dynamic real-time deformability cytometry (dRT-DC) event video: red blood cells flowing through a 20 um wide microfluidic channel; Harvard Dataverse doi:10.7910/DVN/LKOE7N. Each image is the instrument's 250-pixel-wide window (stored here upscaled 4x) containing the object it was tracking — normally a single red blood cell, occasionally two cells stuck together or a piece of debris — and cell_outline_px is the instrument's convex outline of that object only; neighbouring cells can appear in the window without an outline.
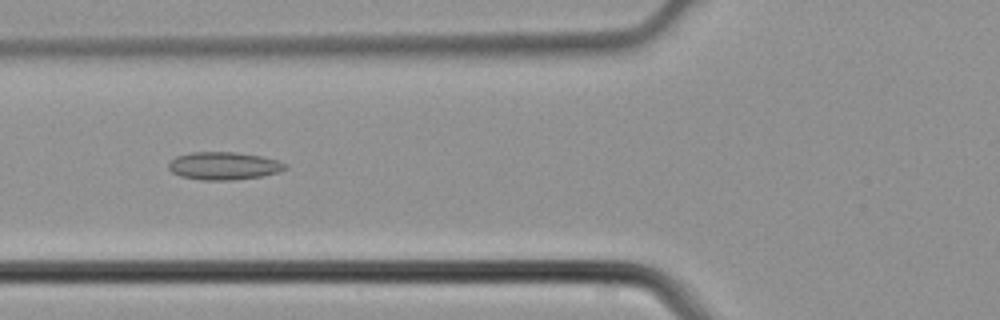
{"species": "common noctule bat (a hibernating species)", "species_latin": "Nyctalus noctula", "temperature_condition": "cold", "stored_images_in_passage": 5, "camera_frame_rate_fps": 3000, "um_per_image_px": 0.085, "animal": {"sex": "male", "body_mass_g": 21.5, "forearm_length_mm": 52.0}, "frame": {"image": 1, "passage_image": 5, "time_ms": 1.333, "image_size_px": [1000, 320], "cell_outline_px": [[288, 168], [280, 172], [260, 176], [232, 180], [204, 180], [180, 176], [172, 172], [168, 168], [168, 164], [176, 156], [188, 152], [236, 152], [260, 156], [276, 160], [288, 164]], "centroid_in_image_um": [19.02, 14.09], "position_along_channel_um": 106.8, "area_um2": 18.9}}